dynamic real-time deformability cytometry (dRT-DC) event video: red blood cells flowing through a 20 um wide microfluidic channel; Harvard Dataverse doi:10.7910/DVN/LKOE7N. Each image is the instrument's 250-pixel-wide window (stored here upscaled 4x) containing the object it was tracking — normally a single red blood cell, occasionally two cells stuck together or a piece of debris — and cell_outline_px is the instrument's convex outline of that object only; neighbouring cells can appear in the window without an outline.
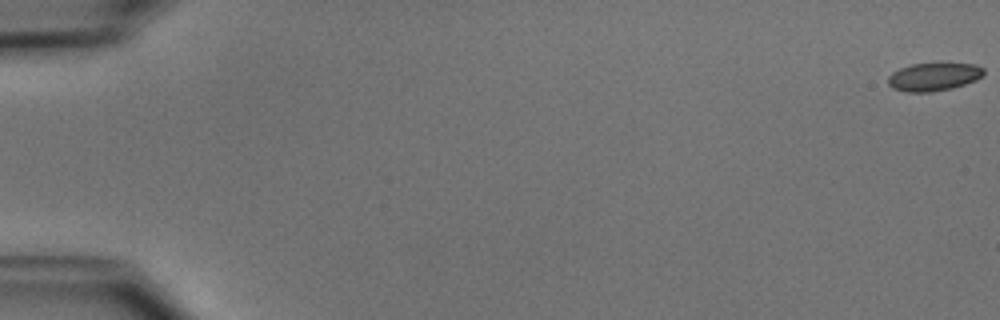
{"species": "common noctule bat (a hibernating species)", "species_latin": "Nyctalus noctula", "temperature_condition": "cold", "stored_images_in_passage": 53, "camera_frame_rate_fps": 3000, "um_per_image_px": 0.085, "animal": {"sex": "male", "body_mass_g": 15.6}, "frame": {"image": 1, "passage_image": 1, "time_ms": 0.0, "image_size_px": [1000, 320], "cell_outline_px": [[984, 76], [976, 80], [952, 88], [932, 92], [908, 92], [892, 88], [888, 84], [888, 76], [892, 72], [900, 68], [912, 64], [976, 64], [984, 68]], "centroid_in_image_um": [79.37, 6.53], "position_along_channel_um": 5.6, "area_um2": 15.61}}
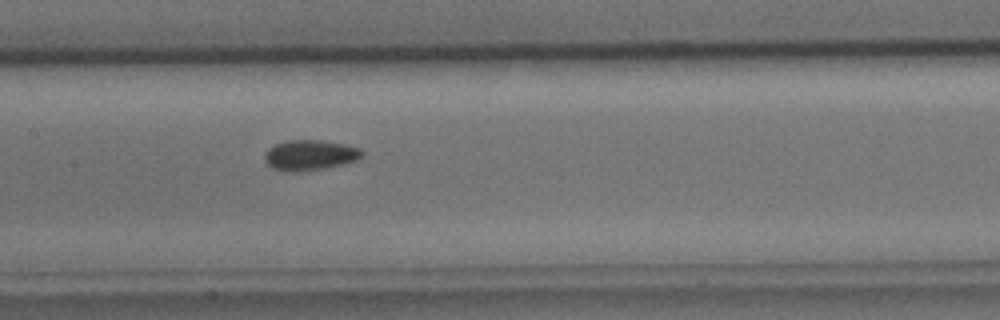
{"frame": {"image": 2, "passage_image": 27, "time_ms": 8.667, "image_size_px": [1000, 320], "cell_outline_px": [[364, 152], [356, 160], [324, 168], [296, 172], [284, 172], [272, 168], [264, 160], [264, 152], [268, 148], [284, 140], [320, 140], [344, 144], [360, 148]], "centroid_in_image_um": [26.28, 13.18], "position_along_channel_um": 181.1, "area_um2": 17.22}}
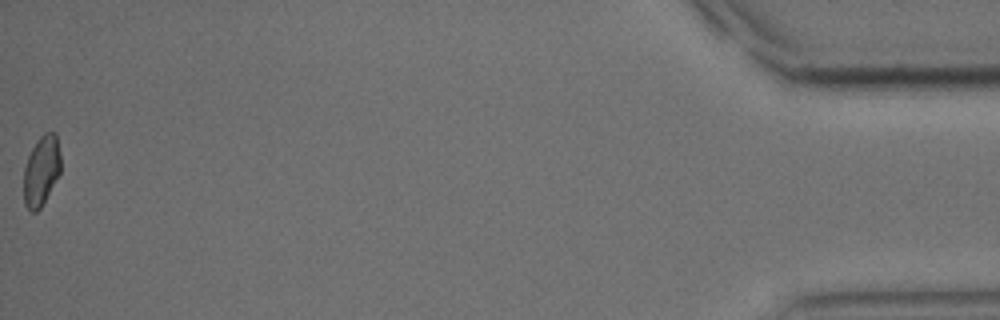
{"frame": {"image": 3, "passage_image": 53, "time_ms": 17.333, "image_size_px": [1000, 320], "cell_outline_px": [[60, 172], [40, 208], [36, 212], [32, 212], [24, 204], [24, 168], [28, 156], [36, 140], [44, 132], [56, 132], [60, 152]], "centroid_in_image_um": [3.51, 14.47], "position_along_channel_um": 431.7, "area_um2": 15.03}, "authors_computed_cell_mechanics": {"area_um2": 16.2418, "velocity_mm_per_s": 3.929, "shape_relaxation_time_tau1_ms": 3.7655, "shape_relaxation_time_tau2_ms": 2.8661, "deformation_change_tau1": 0.0756, "deformation_change_tau2": 0.0514}}